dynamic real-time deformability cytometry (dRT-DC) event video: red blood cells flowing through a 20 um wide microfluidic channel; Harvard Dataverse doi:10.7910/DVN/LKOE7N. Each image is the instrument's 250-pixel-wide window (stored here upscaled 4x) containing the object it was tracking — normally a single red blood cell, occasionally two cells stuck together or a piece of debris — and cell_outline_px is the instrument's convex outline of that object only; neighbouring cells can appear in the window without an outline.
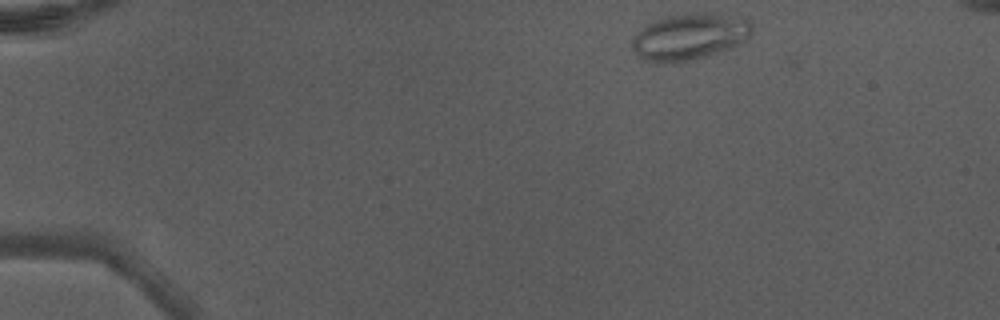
{"species": "Egyptian fruit bat (a non-hibernating species)", "species_latin": "Rousettus aegyptiacus", "temperature_condition": "warm", "stored_images_in_passage": 41, "camera_frame_rate_fps": 3000, "um_per_image_px": 0.085, "animal": {"sex": "male"}, "frame": {"image": 1, "passage_image": 1, "time_ms": 0.0, "image_size_px": [1000, 320], "cell_outline_px": [[752, 32], [744, 40], [736, 44], [716, 52], [692, 60], [660, 64], [652, 64], [640, 60], [632, 48], [632, 36], [640, 28], [660, 16], [688, 12], [704, 12], [748, 20], [752, 28]], "centroid_in_image_um": [58.45, 3.12], "position_along_channel_um": 26.5, "area_um2": 32.66}}
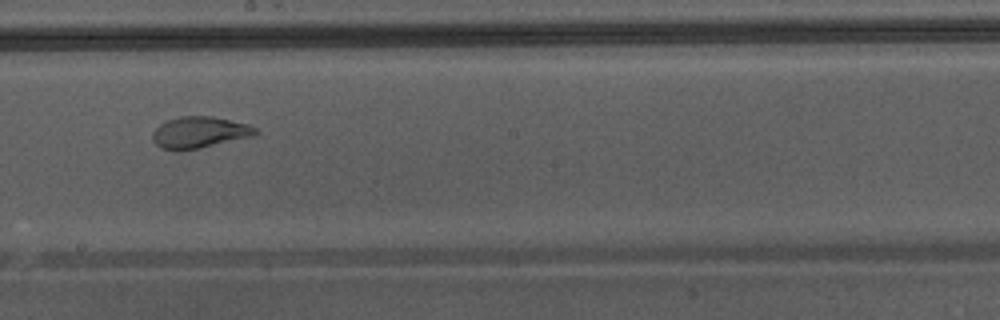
{"frame": {"image": 2, "passage_image": 22, "time_ms": 7.0, "image_size_px": [1000, 320], "cell_outline_px": [[260, 132], [252, 136], [200, 148], [180, 152], [160, 148], [152, 140], [152, 132], [160, 124], [168, 120], [180, 116], [212, 116], [248, 124], [256, 128]], "centroid_in_image_um": [16.92, 11.27], "position_along_channel_um": 231.3, "area_um2": 19.02}}
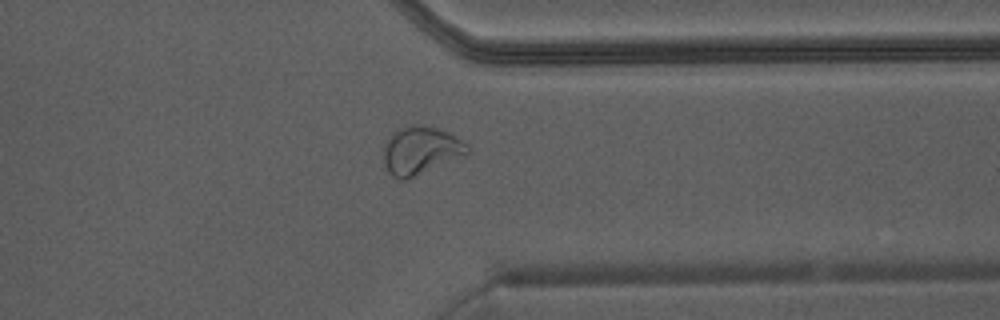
{"frame": {"image": 3, "passage_image": 32, "time_ms": 10.333, "image_size_px": [1000, 320], "cell_outline_px": [[468, 156], [404, 180], [400, 180], [392, 176], [388, 172], [384, 164], [384, 148], [388, 140], [400, 128], [416, 124], [424, 124], [448, 132], [468, 144]], "centroid_in_image_um": [35.81, 12.81], "position_along_channel_um": 375.6, "area_um2": 23.41}}